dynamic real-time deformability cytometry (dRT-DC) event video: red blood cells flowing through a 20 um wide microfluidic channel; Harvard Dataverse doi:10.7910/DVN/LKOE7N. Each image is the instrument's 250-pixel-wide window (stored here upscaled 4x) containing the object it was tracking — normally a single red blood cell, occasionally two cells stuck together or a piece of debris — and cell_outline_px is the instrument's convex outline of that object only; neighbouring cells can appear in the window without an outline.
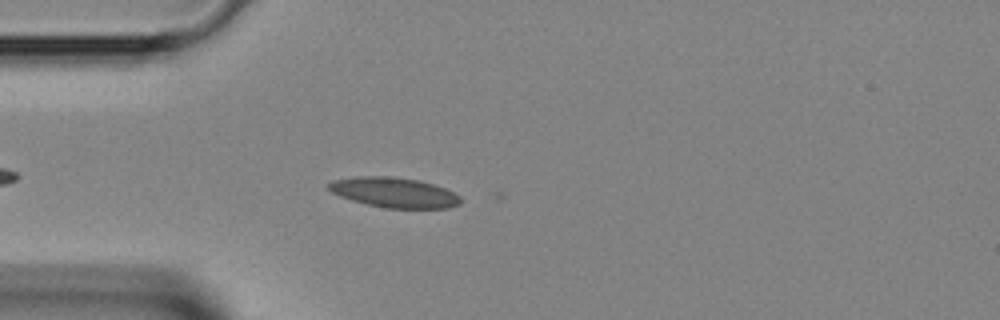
{"species": "Egyptian fruit bat (a non-hibernating species)", "species_latin": "Rousettus aegyptiacus", "temperature_condition": "room temperature", "stored_images_in_passage": 34, "camera_frame_rate_fps": 3000, "um_per_image_px": 0.085, "animal": {"sex": "female"}, "frame": {"image": 1, "passage_image": 5, "time_ms": 1.333, "image_size_px": [1000, 320], "cell_outline_px": [[460, 204], [448, 208], [384, 208], [352, 200], [340, 196], [324, 188], [332, 180], [360, 176], [392, 176], [416, 180], [432, 184], [444, 188], [460, 196]], "centroid_in_image_um": [33.46, 16.36], "position_along_channel_um": 51.5, "area_um2": 23.0}}
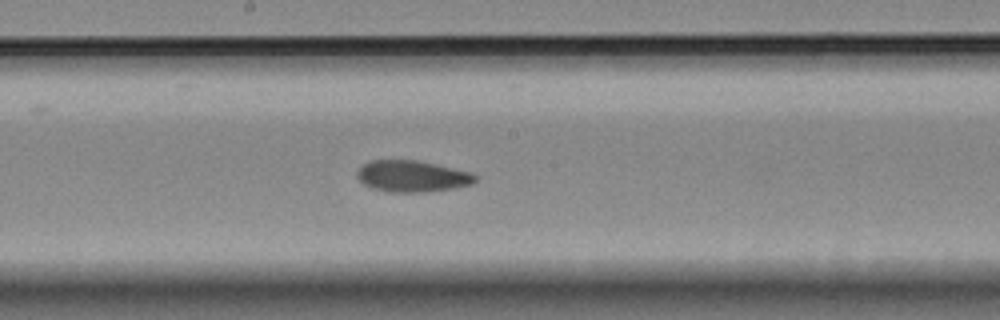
{"frame": {"image": 2, "passage_image": 16, "time_ms": 5.0, "image_size_px": [1000, 320], "cell_outline_px": [[476, 180], [472, 184], [452, 188], [424, 192], [388, 192], [372, 188], [364, 184], [356, 176], [356, 172], [368, 160], [416, 160], [472, 172], [476, 176]], "centroid_in_image_um": [35.01, 14.98], "position_along_channel_um": 213.2, "area_um2": 21.56}}
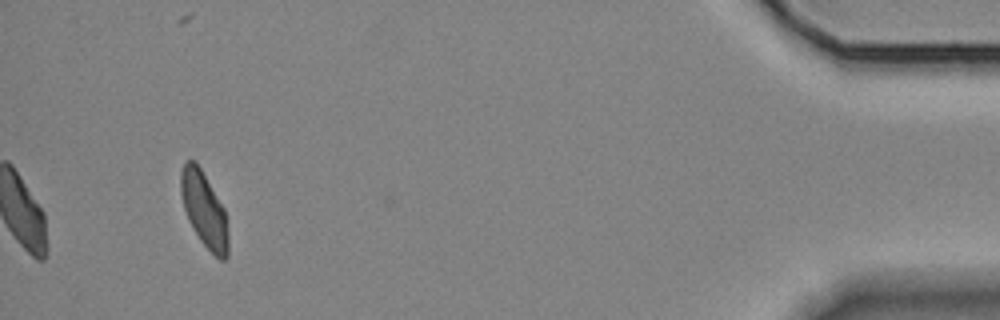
{"frame": {"image": 3, "passage_image": 34, "time_ms": 11.0, "image_size_px": [1000, 320], "cell_outline_px": [[228, 256], [224, 260], [220, 260], [200, 240], [192, 228], [188, 220], [184, 208], [180, 192], [180, 172], [184, 160], [196, 160], [224, 208], [228, 220]], "centroid_in_image_um": [17.35, 17.79], "position_along_channel_um": 417.9, "area_um2": 20.98}}